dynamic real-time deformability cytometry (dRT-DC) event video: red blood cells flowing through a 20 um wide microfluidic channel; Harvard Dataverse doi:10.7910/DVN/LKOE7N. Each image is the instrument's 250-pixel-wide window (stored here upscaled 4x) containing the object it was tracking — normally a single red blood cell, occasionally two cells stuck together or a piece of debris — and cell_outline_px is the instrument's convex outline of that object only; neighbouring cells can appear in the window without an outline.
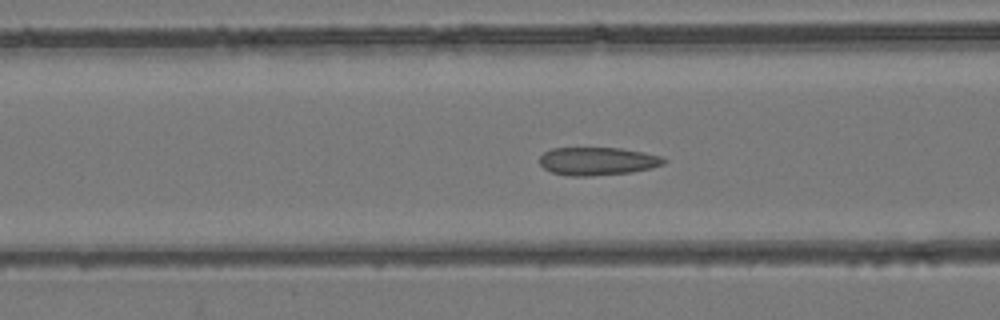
{"species": "common noctule bat (a hibernating species)", "species_latin": "Nyctalus noctula", "temperature_condition": "room temperature", "stored_images_in_passage": 53, "camera_frame_rate_fps": 3000, "um_per_image_px": 0.085, "animal": {"sex": "female", "body_mass_g": 24.6, "forearm_length_mm": 56.2}, "frame": {"image": 1, "passage_image": 21, "time_ms": 6.667, "image_size_px": [1000, 320], "cell_outline_px": [[668, 160], [664, 164], [652, 168], [632, 172], [592, 176], [568, 176], [552, 172], [544, 168], [540, 164], [540, 156], [544, 152], [552, 148], [620, 148], [644, 152], [660, 156]], "centroid_in_image_um": [50.8, 13.7], "position_along_channel_um": 115.8, "area_um2": 20.4}}
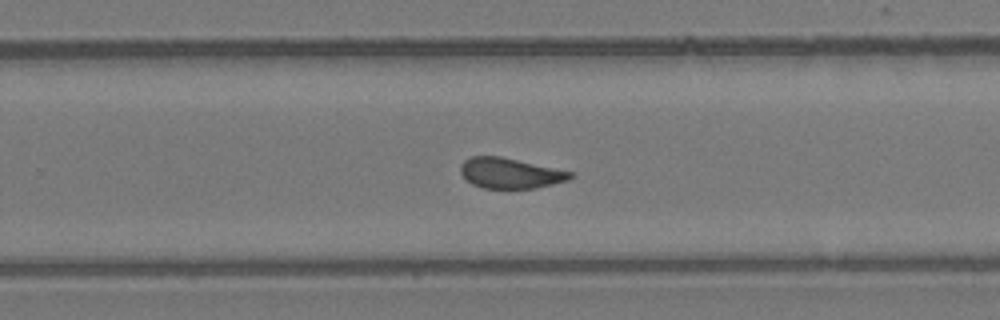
{"frame": {"image": 2, "passage_image": 34, "time_ms": 11.0, "image_size_px": [1000, 320], "cell_outline_px": [[576, 176], [568, 180], [536, 188], [484, 188], [472, 184], [460, 172], [460, 164], [464, 160], [472, 156], [500, 156], [572, 172]], "centroid_in_image_um": [43.36, 14.72], "position_along_channel_um": 286.4, "area_um2": 19.31}}
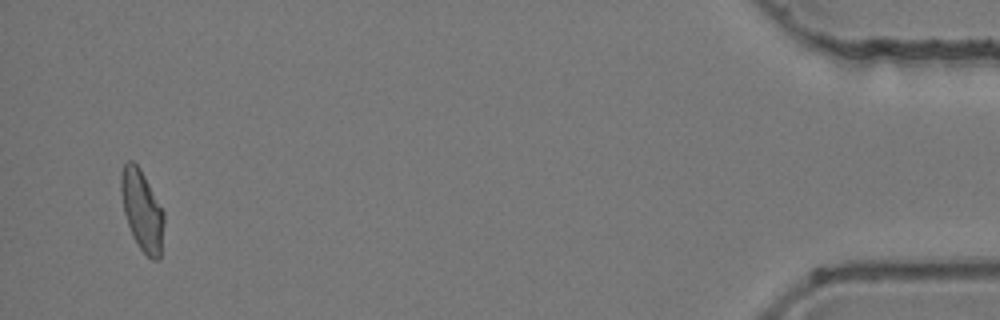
{"frame": {"image": 3, "passage_image": 51, "time_ms": 16.667, "image_size_px": [1000, 320], "cell_outline_px": [[164, 224], [160, 260], [152, 260], [140, 248], [132, 236], [124, 212], [120, 192], [120, 176], [124, 164], [128, 160], [132, 160], [140, 168], [164, 212]], "centroid_in_image_um": [12.07, 17.89], "position_along_channel_um": 423.1, "area_um2": 20.17}, "authors_computed_cell_mechanics": {"area_um2": 20.519, "velocity_mm_per_s": 3.9449, "shape_relaxation_time_tau1_ms": null, "shape_relaxation_time_tau2_ms": 1.4944, "deformation_change_tau1": null, "deformation_change_tau2": 0.0732}}